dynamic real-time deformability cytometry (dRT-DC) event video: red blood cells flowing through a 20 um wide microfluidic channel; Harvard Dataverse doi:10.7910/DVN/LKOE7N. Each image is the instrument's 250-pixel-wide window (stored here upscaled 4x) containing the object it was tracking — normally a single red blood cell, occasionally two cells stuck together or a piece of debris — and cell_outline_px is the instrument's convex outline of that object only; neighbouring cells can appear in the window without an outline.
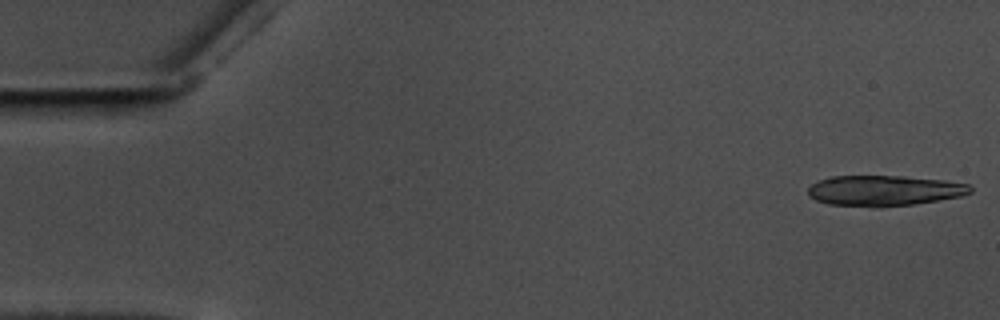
{"species": "common noctule bat (a hibernating species)", "species_latin": "Nyctalus noctula", "temperature_condition": "warm", "stored_images_in_passage": 14, "camera_frame_rate_fps": 3000, "um_per_image_px": 0.085, "animal": {"sex": "male", "body_mass_g": 17.5, "forearm_length_mm": 52.3}, "frame": {"image": 1, "passage_image": 1, "time_ms": 0.0, "image_size_px": [1000, 320], "cell_outline_px": [[972, 192], [960, 196], [916, 204], [880, 208], [872, 208], [828, 204], [816, 200], [808, 196], [808, 188], [812, 184], [820, 180], [832, 176], [904, 176], [944, 180], [968, 184], [972, 188]], "centroid_in_image_um": [75.14, 16.22], "position_along_channel_um": 9.9, "area_um2": 29.19}}